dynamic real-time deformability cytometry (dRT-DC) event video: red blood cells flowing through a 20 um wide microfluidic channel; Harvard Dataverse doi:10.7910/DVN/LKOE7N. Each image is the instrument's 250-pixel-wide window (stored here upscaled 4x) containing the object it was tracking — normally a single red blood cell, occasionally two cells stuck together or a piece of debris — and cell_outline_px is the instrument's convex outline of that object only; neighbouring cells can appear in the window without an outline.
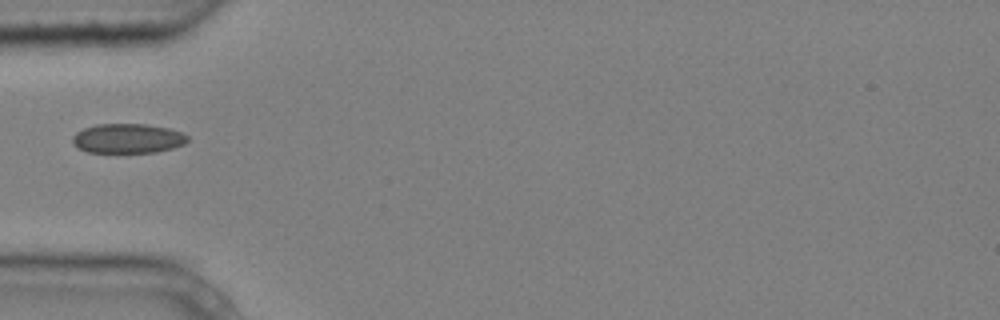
{"species": "common noctule bat (a hibernating species)", "species_latin": "Nyctalus noctula", "temperature_condition": "cold", "stored_images_in_passage": 1, "camera_frame_rate_fps": 3000, "um_per_image_px": 0.085, "animal": {"sex": "male", "body_mass_g": 20.4}, "frame": {"image": 1, "passage_image": 1, "time_ms": 0.0, "image_size_px": [1000, 320], "cell_outline_px": [[188, 140], [184, 144], [172, 148], [156, 152], [88, 152], [80, 148], [72, 140], [72, 136], [76, 132], [84, 128], [96, 124], [148, 124], [168, 128], [184, 132], [188, 136]], "centroid_in_image_um": [10.89, 11.75], "position_along_channel_um": 74.1, "area_um2": 19.77}}